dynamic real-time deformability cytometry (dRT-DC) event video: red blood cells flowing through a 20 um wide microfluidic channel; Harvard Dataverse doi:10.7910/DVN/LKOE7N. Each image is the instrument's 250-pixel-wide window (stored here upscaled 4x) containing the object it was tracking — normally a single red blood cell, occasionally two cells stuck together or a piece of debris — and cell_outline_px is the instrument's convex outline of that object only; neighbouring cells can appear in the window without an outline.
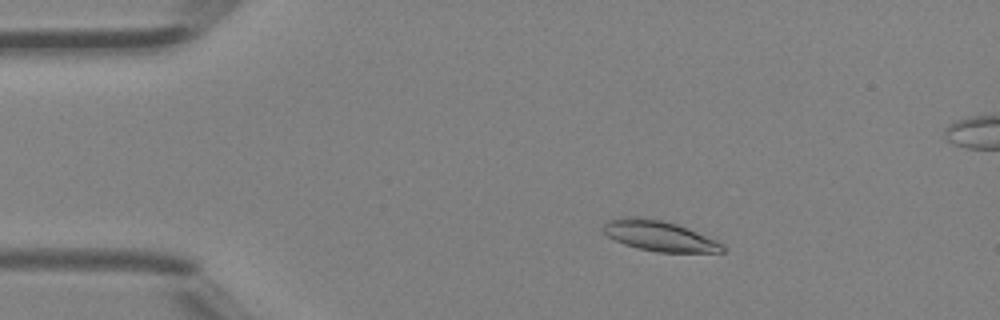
{"species": "Egyptian fruit bat (a non-hibernating species)", "species_latin": "Rousettus aegyptiacus", "temperature_condition": "room temperature", "stored_images_in_passage": 28, "camera_frame_rate_fps": 3000, "um_per_image_px": 0.085, "animal": {"sex": "female"}, "frame": {"image": 1, "passage_image": 9, "time_ms": 2.667, "image_size_px": [1000, 320], "cell_outline_px": [[724, 252], [656, 252], [624, 244], [608, 236], [600, 228], [608, 220], [620, 216], [644, 216], [676, 224], [716, 240], [724, 244]], "centroid_in_image_um": [55.99, 20.03], "position_along_channel_um": 29.0, "area_um2": 21.1}}
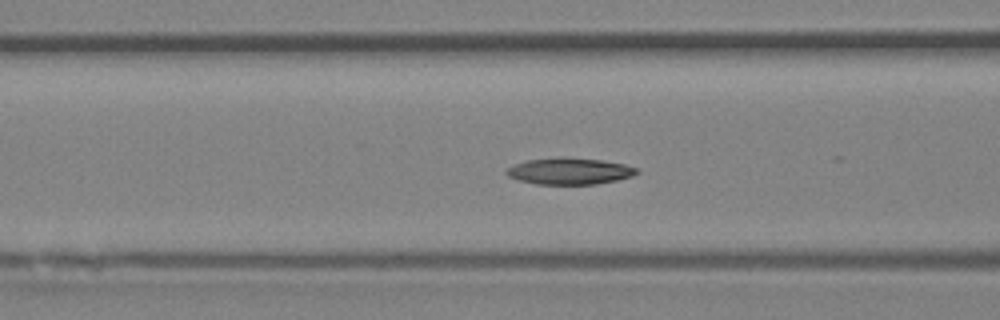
{"frame": {"image": 2, "passage_image": 19, "time_ms": 6.0, "image_size_px": [1000, 320], "cell_outline_px": [[640, 172], [632, 176], [616, 180], [596, 184], [536, 184], [520, 180], [508, 176], [504, 172], [512, 164], [528, 160], [560, 156], [600, 160], [624, 164], [636, 168]], "centroid_in_image_um": [48.38, 14.54], "position_along_channel_um": 118.2, "area_um2": 20.17}}
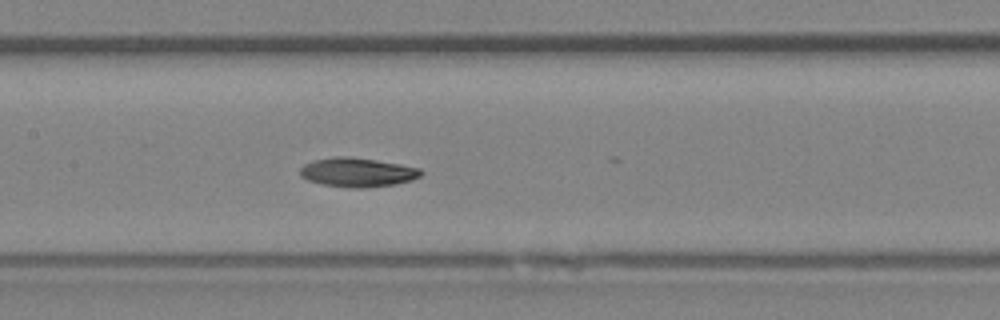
{"frame": {"image": 3, "passage_image": 23, "time_ms": 7.333, "image_size_px": [1000, 320], "cell_outline_px": [[424, 172], [420, 176], [412, 180], [396, 184], [368, 188], [348, 188], [320, 184], [308, 180], [300, 176], [300, 168], [304, 164], [316, 160], [340, 156], [348, 156], [376, 160], [400, 164], [420, 168]], "centroid_in_image_um": [30.4, 14.66], "position_along_channel_um": 177.0, "area_um2": 20.63}}